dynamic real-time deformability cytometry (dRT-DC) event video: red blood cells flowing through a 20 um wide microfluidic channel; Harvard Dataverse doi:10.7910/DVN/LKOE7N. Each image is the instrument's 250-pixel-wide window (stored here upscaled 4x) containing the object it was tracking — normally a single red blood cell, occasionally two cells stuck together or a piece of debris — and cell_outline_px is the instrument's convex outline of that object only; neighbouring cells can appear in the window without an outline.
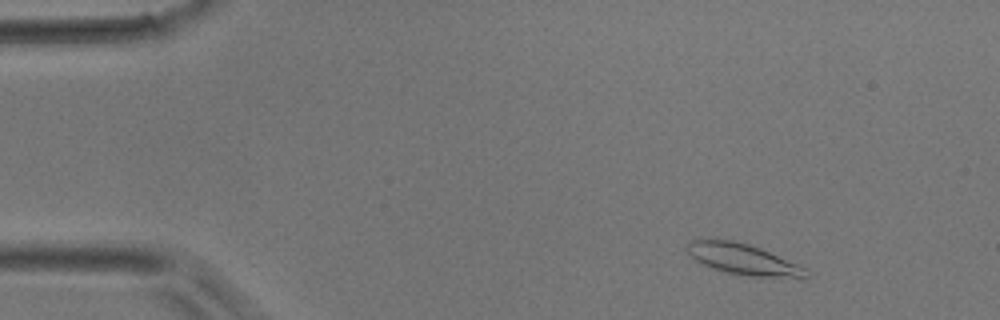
{"species": "common noctule bat (a hibernating species)", "species_latin": "Nyctalus noctula", "temperature_condition": "room temperature", "stored_images_in_passage": 21, "camera_frame_rate_fps": 3000, "um_per_image_px": 0.085, "animal": {"sex": "male", "body_mass_g": 17.9}, "frame": {"image": 1, "passage_image": 2, "time_ms": 0.333, "image_size_px": [1000, 320], "cell_outline_px": [[812, 272], [804, 280], [752, 276], [724, 272], [712, 268], [696, 260], [688, 252], [688, 240], [708, 236], [732, 240], [748, 244], [760, 248], [796, 264]], "centroid_in_image_um": [63.18, 22.03], "position_along_channel_um": 21.8, "area_um2": 22.02}}